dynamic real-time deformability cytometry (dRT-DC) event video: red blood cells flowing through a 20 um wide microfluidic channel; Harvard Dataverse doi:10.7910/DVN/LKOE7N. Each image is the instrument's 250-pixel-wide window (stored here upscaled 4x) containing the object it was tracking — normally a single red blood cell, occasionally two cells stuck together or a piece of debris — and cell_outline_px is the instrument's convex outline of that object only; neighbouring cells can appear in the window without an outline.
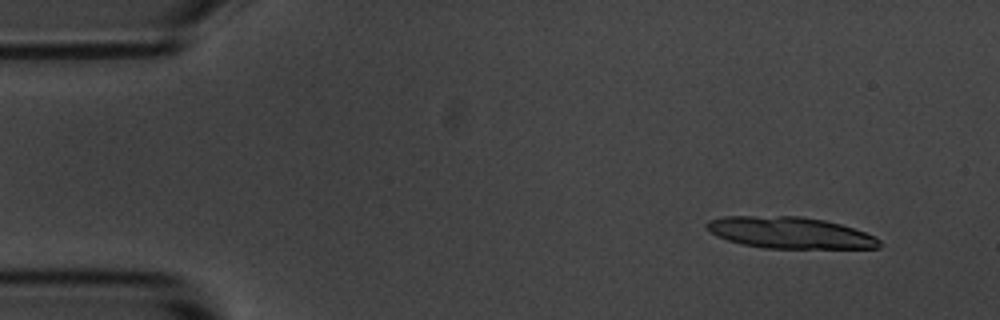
{"species": "common noctule bat (a hibernating species)", "species_latin": "Nyctalus noctula", "temperature_condition": "room temperature", "stored_images_in_passage": 11, "camera_frame_rate_fps": 3000, "um_per_image_px": 0.085, "animal": {"sex": "male", "body_mass_g": 20.1, "forearm_length_mm": 53.5}, "frame": {"image": 1, "passage_image": 1, "time_ms": 0.0, "image_size_px": [1000, 320], "cell_outline_px": [[880, 248], [764, 248], [744, 244], [728, 240], [716, 236], [708, 228], [708, 220], [724, 216], [800, 216], [824, 220], [840, 224], [876, 236], [880, 240]], "centroid_in_image_um": [67.17, 19.78], "position_along_channel_um": 17.8, "area_um2": 31.44}}